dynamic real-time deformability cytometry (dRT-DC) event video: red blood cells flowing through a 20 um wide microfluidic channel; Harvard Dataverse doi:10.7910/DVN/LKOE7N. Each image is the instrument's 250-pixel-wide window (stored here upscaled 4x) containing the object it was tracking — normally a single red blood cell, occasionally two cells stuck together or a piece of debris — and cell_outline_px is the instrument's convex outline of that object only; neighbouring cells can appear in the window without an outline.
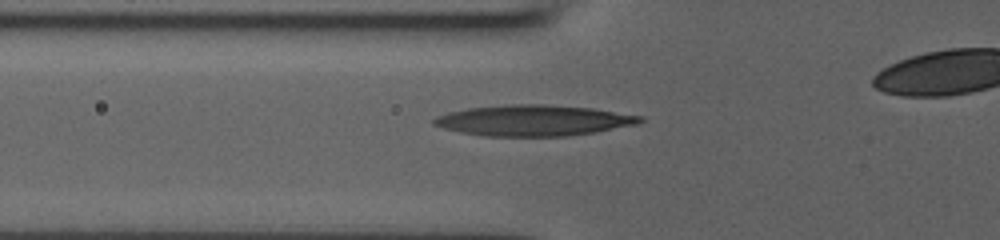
{"species": "human", "species_latin": "Homo sapiens", "temperature_condition": "room temperature", "stored_images_in_passage": 9, "camera_frame_rate_fps": 3000, "um_per_image_px": 0.085, "donor": {"sex": "male"}, "frame": {"image": 1, "passage_image": 2, "time_ms": 0.333, "image_size_px": [1000, 240], "cell_outline_px": [[644, 120], [636, 124], [596, 132], [568, 136], [484, 136], [460, 132], [444, 128], [432, 124], [432, 120], [436, 116], [448, 112], [468, 108], [504, 104], [544, 104], [592, 108], [644, 116]], "centroid_in_image_um": [45.34, 10.23], "position_along_channel_um": 80.5, "area_um2": 37.22}}
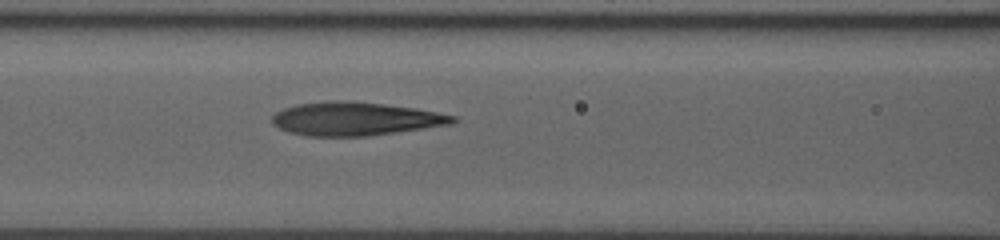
{"frame": {"image": 2, "passage_image": 6, "time_ms": 1.667, "image_size_px": [1000, 240], "cell_outline_px": [[460, 120], [452, 124], [368, 136], [304, 136], [288, 132], [272, 124], [272, 116], [276, 112], [284, 108], [296, 104], [332, 100], [348, 100], [384, 104], [416, 108], [456, 116]], "centroid_in_image_um": [30.2, 10.09], "position_along_channel_um": 136.4, "area_um2": 35.37}}
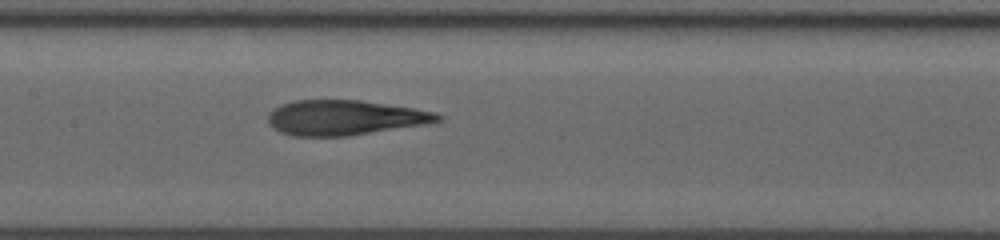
{"frame": {"image": 3, "passage_image": 9, "time_ms": 2.667, "image_size_px": [1000, 240], "cell_outline_px": [[444, 120], [424, 124], [348, 136], [292, 136], [280, 132], [268, 120], [268, 112], [272, 108], [280, 104], [292, 100], [360, 100], [412, 108], [436, 112], [444, 116]], "centroid_in_image_um": [29.29, 9.99], "position_along_channel_um": 178.1, "area_um2": 34.56}}